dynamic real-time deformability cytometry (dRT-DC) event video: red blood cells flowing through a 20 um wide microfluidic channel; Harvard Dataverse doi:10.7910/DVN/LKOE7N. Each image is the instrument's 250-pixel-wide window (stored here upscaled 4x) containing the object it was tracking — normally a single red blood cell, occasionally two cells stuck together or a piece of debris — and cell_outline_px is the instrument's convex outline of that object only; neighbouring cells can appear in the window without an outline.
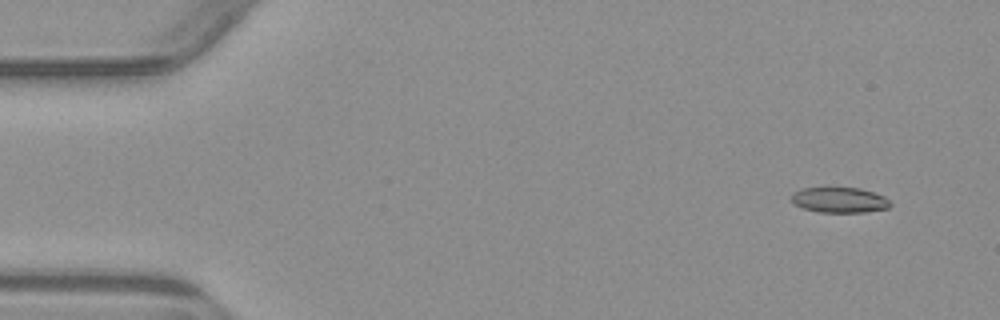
{"species": "common noctule bat (a hibernating species)", "species_latin": "Nyctalus noctula", "temperature_condition": "warm", "stored_images_in_passage": 4, "camera_frame_rate_fps": 3000, "um_per_image_px": 0.085, "animal": {"sex": "male", "body_mass_g": 23.1, "forearm_length_mm": 52.7}, "frame": {"image": 1, "passage_image": 1, "time_ms": 0.0, "image_size_px": [1000, 320], "cell_outline_px": [[892, 204], [888, 208], [864, 212], [820, 212], [804, 208], [796, 204], [792, 200], [792, 192], [800, 188], [860, 188], [884, 196]], "centroid_in_image_um": [71.36, 16.99], "position_along_channel_um": 13.6, "area_um2": 14.45}}
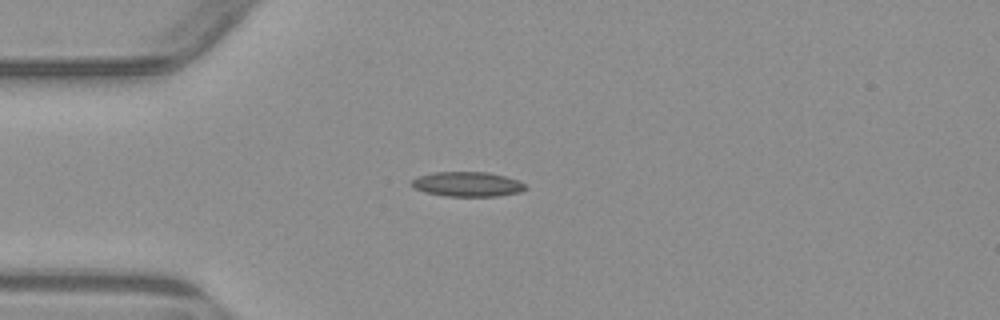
{"frame": {"image": 2, "passage_image": 4, "time_ms": 3.333, "image_size_px": [1000, 320], "cell_outline_px": [[524, 188], [520, 192], [496, 196], [444, 196], [424, 192], [408, 184], [416, 176], [432, 172], [488, 172], [504, 176], [516, 180], [524, 184]], "centroid_in_image_um": [39.64, 15.65], "position_along_channel_um": 45.4, "area_um2": 16.36}}